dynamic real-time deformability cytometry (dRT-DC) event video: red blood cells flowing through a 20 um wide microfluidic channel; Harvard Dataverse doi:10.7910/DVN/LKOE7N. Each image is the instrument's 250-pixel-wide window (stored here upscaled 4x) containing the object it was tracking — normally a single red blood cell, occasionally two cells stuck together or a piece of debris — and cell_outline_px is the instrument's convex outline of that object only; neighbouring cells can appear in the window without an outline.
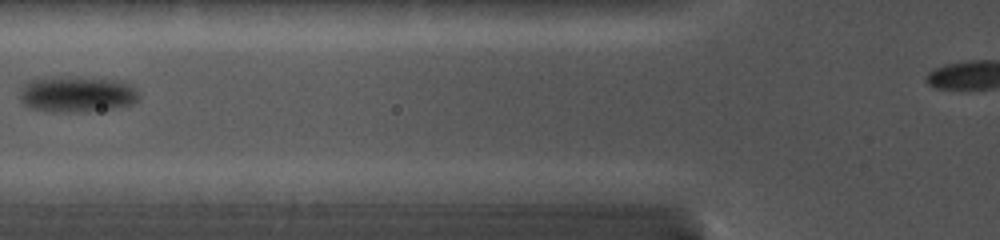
{"species": "common noctule bat (a hibernating species)", "species_latin": "Nyctalus noctula", "temperature_condition": "cold", "stored_images_in_passage": 12, "camera_frame_rate_fps": 5000, "um_per_image_px": 0.085, "animal": {"sex": "female", "body_mass_g": 19.0, "forearm_length_mm": 56.7}, "frame": {"image": 1, "passage_image": 3, "time_ms": 2.2, "image_size_px": [1000, 240], "cell_outline_px": [[140, 100], [132, 104], [112, 108], [76, 112], [52, 112], [28, 108], [20, 100], [20, 88], [28, 80], [52, 76], [76, 76], [120, 80], [128, 84], [140, 92]], "centroid_in_image_um": [6.52, 7.99], "position_along_channel_um": 119.3, "area_um2": 25.61}}
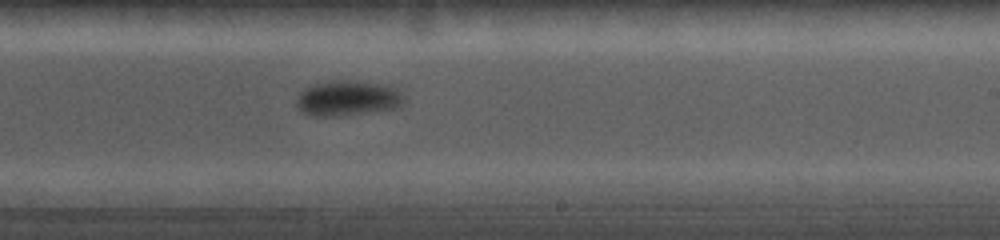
{"frame": {"image": 2, "passage_image": 7, "time_ms": 5.8, "image_size_px": [1000, 240], "cell_outline_px": [[404, 104], [400, 108], [336, 116], [316, 116], [300, 112], [296, 104], [296, 100], [300, 92], [316, 84], [336, 80], [380, 84], [396, 88], [400, 92], [404, 100]], "centroid_in_image_um": [29.56, 8.38], "position_along_channel_um": 259.4, "area_um2": 21.73}}
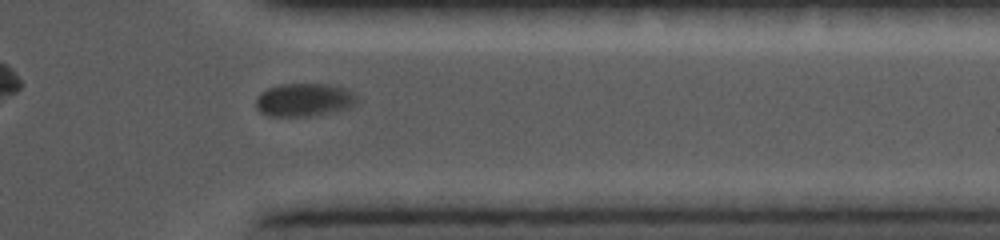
{"frame": {"image": 3, "passage_image": 10, "time_ms": 9.0, "image_size_px": [1000, 240], "cell_outline_px": [[360, 100], [348, 108], [312, 116], [268, 116], [260, 112], [256, 104], [256, 100], [268, 88], [284, 84], [332, 84], [344, 88], [352, 92]], "centroid_in_image_um": [25.89, 8.49], "position_along_channel_um": 385.5, "area_um2": 19.31}}